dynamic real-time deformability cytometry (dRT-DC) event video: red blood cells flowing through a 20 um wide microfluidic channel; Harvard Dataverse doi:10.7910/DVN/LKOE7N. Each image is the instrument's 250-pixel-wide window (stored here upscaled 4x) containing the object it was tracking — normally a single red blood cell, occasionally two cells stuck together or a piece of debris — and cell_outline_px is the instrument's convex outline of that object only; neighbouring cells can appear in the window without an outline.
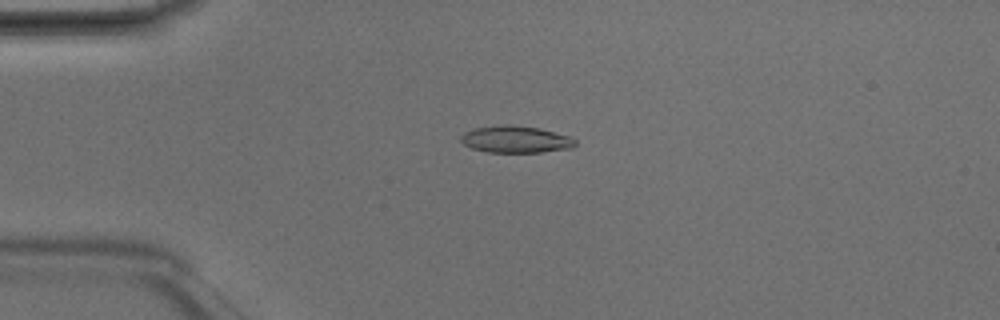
{"species": "Egyptian fruit bat (a non-hibernating species)", "species_latin": "Rousettus aegyptiacus", "temperature_condition": "room temperature", "stored_images_in_passage": 7, "camera_frame_rate_fps": 3000, "um_per_image_px": 0.085, "animal": {"sex": "male"}, "frame": {"image": 1, "passage_image": 4, "time_ms": 1.0, "image_size_px": [1000, 320], "cell_outline_px": [[576, 144], [572, 148], [540, 152], [488, 152], [472, 148], [464, 144], [460, 140], [460, 136], [464, 132], [472, 128], [504, 124], [508, 124], [540, 128], [568, 136], [576, 140]], "centroid_in_image_um": [43.8, 11.84], "position_along_channel_um": 41.2, "area_um2": 17.98}}
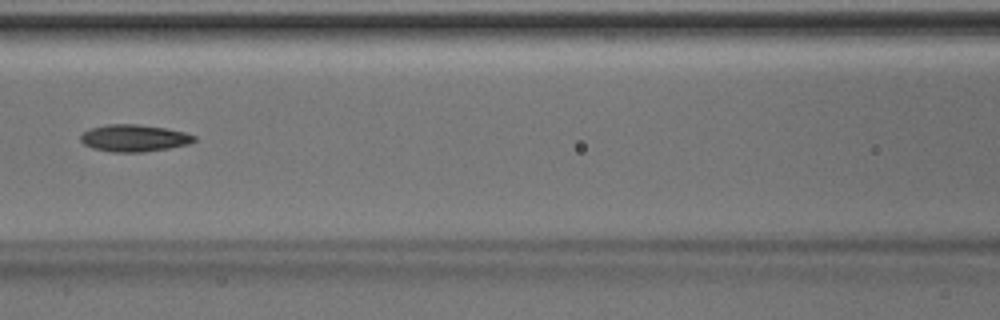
{"frame": {"image": 2, "passage_image": 7, "time_ms": 2.0, "image_size_px": [1000, 320], "cell_outline_px": [[196, 140], [188, 144], [168, 148], [144, 152], [112, 152], [92, 148], [84, 144], [80, 140], [80, 136], [84, 132], [92, 128], [108, 124], [140, 124], [164, 128], [184, 132], [196, 136]], "centroid_in_image_um": [11.39, 11.74], "position_along_channel_um": 155.2, "area_um2": 17.8}}